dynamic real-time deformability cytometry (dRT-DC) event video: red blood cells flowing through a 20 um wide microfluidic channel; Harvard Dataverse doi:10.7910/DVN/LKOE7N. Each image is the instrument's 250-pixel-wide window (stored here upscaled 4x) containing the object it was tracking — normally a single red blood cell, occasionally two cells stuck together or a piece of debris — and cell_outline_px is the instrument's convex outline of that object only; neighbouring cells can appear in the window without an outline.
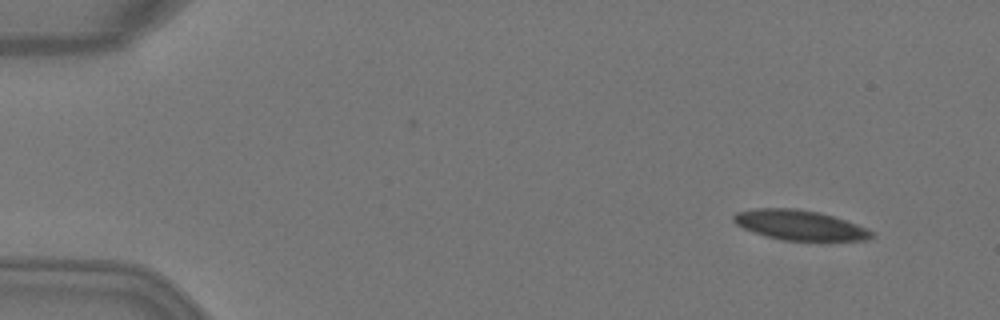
{"species": "Egyptian fruit bat (a non-hibernating species)", "species_latin": "Rousettus aegyptiacus", "temperature_condition": "warm", "stored_images_in_passage": 4, "camera_frame_rate_fps": 3000, "um_per_image_px": 0.085, "animal": {"sex": "female"}, "frame": {"image": 1, "passage_image": 1, "time_ms": 0.0, "image_size_px": [1000, 320], "cell_outline_px": [[876, 236], [868, 240], [784, 240], [764, 236], [752, 232], [736, 224], [732, 220], [732, 216], [736, 212], [756, 208], [796, 208], [820, 212], [836, 216], [868, 228], [876, 232]], "centroid_in_image_um": [68.02, 19.13], "position_along_channel_um": 17.0, "area_um2": 24.45}}